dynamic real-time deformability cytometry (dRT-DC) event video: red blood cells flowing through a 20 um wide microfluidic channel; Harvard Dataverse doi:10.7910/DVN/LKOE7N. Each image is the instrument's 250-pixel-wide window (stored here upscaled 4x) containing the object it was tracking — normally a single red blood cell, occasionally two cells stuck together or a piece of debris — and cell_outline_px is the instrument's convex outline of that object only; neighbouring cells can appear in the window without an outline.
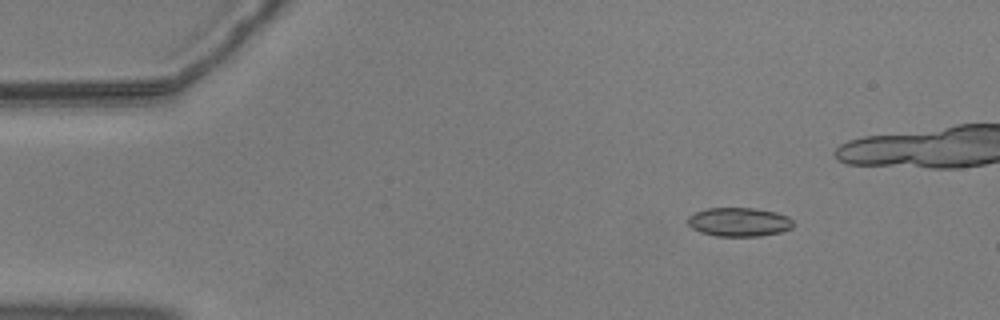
{"species": "common noctule bat (a hibernating species)", "species_latin": "Nyctalus noctula", "temperature_condition": "warm", "stored_images_in_passage": 42, "camera_frame_rate_fps": 3000, "um_per_image_px": 0.085, "animal": {"sex": "male", "body_mass_g": 20.5, "forearm_length_mm": 52.5}, "frame": {"image": 1, "passage_image": 1, "time_ms": 0.0, "image_size_px": [1000, 320], "cell_outline_px": [[796, 224], [792, 228], [780, 232], [760, 236], [716, 236], [700, 232], [692, 228], [688, 224], [688, 216], [696, 212], [708, 208], [752, 208], [776, 212], [788, 216]], "centroid_in_image_um": [62.84, 18.87], "position_along_channel_um": 22.2, "area_um2": 17.8}}
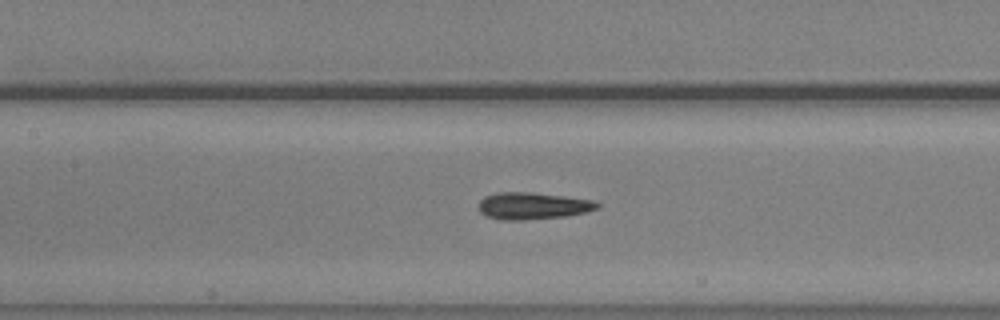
{"frame": {"image": 2, "passage_image": 19, "time_ms": 6.0, "image_size_px": [1000, 320], "cell_outline_px": [[600, 208], [568, 216], [524, 220], [500, 220], [484, 216], [480, 212], [480, 200], [484, 196], [496, 192], [528, 192], [564, 196], [592, 200], [600, 204]], "centroid_in_image_um": [45.26, 17.5], "position_along_channel_um": 162.1, "area_um2": 18.73}}
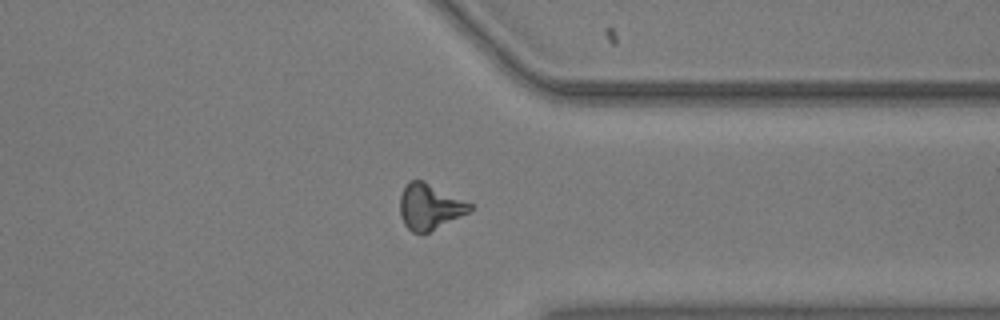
{"frame": {"image": 3, "passage_image": 37, "time_ms": 12.0, "image_size_px": [1000, 320], "cell_outline_px": [[472, 208], [468, 212], [428, 232], [412, 232], [404, 224], [400, 216], [400, 196], [408, 180], [424, 180], [472, 204]], "centroid_in_image_um": [36.48, 17.54], "position_along_channel_um": 374.9, "area_um2": 18.32}, "authors_computed_cell_mechanics": {"area_um2": 17.8891, "velocity_mm_per_s": 3.605, "shape_relaxation_time_tau1_ms": 2.7309, "shape_relaxation_time_tau2_ms": 2.4003, "deformation_change_tau1": 0.1766, "deformation_change_tau2": 0.1361}}